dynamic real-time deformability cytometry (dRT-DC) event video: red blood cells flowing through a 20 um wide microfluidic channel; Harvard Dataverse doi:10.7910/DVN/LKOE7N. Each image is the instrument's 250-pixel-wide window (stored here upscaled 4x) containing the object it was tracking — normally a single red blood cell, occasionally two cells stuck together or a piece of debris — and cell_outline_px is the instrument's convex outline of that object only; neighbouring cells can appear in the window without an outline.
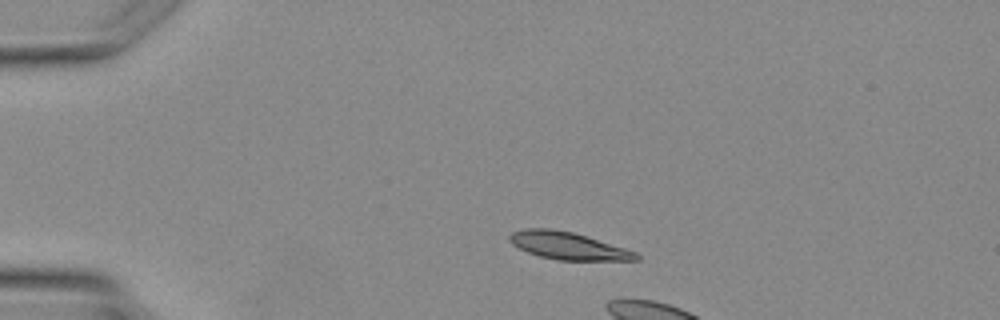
{"species": "Egyptian fruit bat (a non-hibernating species)", "species_latin": "Rousettus aegyptiacus", "temperature_condition": "warm", "stored_images_in_passage": 3, "segment_of_instrument_passage": [1, 2], "camera_frame_rate_fps": 3000, "um_per_image_px": 0.085, "animal": {"sex": "female"}, "frame": {"image": 1, "passage_image": 1, "time_ms": 0.0, "image_size_px": [1000, 320], "cell_outline_px": [[640, 260], [556, 260], [540, 256], [528, 252], [512, 244], [508, 240], [508, 236], [512, 232], [528, 228], [548, 228], [572, 232], [624, 248], [636, 252], [640, 256]], "centroid_in_image_um": [48.26, 20.89], "position_along_channel_um": 36.7, "area_um2": 19.94}}